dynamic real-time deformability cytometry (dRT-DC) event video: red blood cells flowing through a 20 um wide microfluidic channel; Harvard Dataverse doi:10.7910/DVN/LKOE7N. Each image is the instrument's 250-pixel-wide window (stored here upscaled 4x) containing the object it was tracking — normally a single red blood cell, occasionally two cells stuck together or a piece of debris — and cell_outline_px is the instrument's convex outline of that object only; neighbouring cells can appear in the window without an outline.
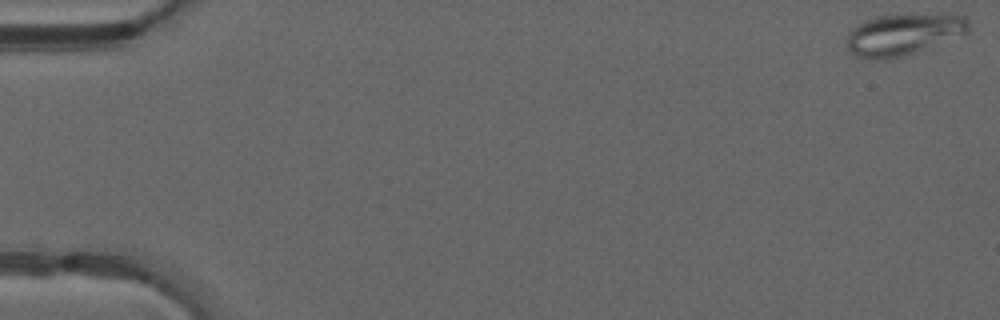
{"species": "common noctule bat (a hibernating species)", "species_latin": "Nyctalus noctula", "temperature_condition": "warm", "stored_images_in_passage": 49, "camera_frame_rate_fps": 3000, "um_per_image_px": 0.085, "animal": {"sex": "male", "forearm_length_mm": 52.5}, "frame": {"image": 1, "passage_image": 1, "time_ms": 0.0, "image_size_px": [1000, 320], "cell_outline_px": [[968, 32], [924, 48], [900, 56], [884, 60], [872, 60], [856, 56], [848, 52], [848, 32], [852, 28], [864, 20], [876, 16], [936, 12], [956, 12], [964, 16], [968, 20]], "centroid_in_image_um": [76.79, 2.87], "position_along_channel_um": 8.2, "area_um2": 29.82}}
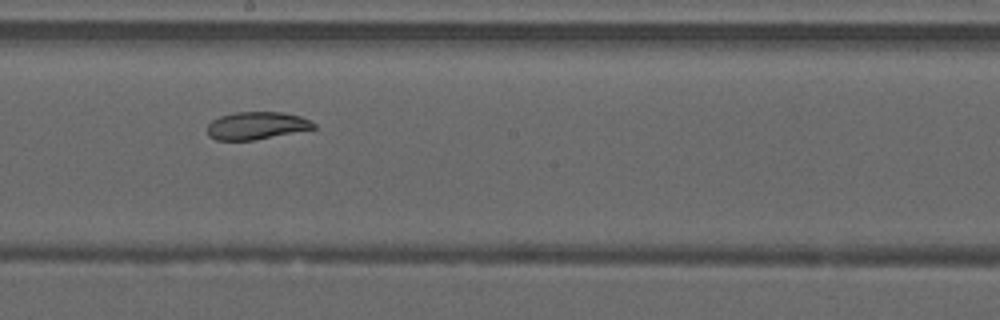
{"frame": {"image": 2, "passage_image": 28, "time_ms": 9.0, "image_size_px": [1000, 320], "cell_outline_px": [[316, 128], [252, 140], [216, 140], [208, 136], [208, 124], [212, 120], [220, 116], [236, 112], [280, 112], [300, 116], [316, 124]], "centroid_in_image_um": [21.78, 10.67], "position_along_channel_um": 226.4, "area_um2": 16.88}}
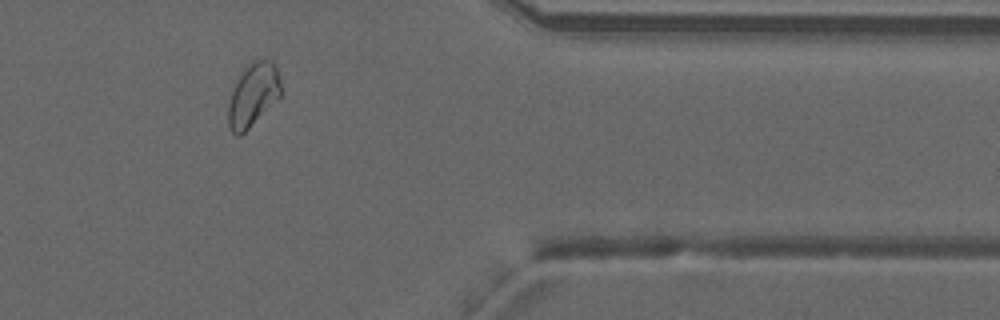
{"frame": {"image": 3, "passage_image": 41, "time_ms": 13.333, "image_size_px": [1000, 320], "cell_outline_px": [[280, 96], [240, 136], [236, 136], [232, 132], [228, 124], [228, 104], [232, 92], [244, 68], [252, 60], [260, 56], [272, 60], [276, 64], [280, 80]], "centroid_in_image_um": [21.52, 8.0], "position_along_channel_um": 389.9, "area_um2": 19.31}, "authors_computed_cell_mechanics": {"area_um2": 21.097, "velocity_mm_per_s": 4.2014, "shape_relaxation_time_tau1_ms": null, "shape_relaxation_time_tau2_ms": 3.7304, "deformation_change_tau1": null, "deformation_change_tau2": 0.079}}